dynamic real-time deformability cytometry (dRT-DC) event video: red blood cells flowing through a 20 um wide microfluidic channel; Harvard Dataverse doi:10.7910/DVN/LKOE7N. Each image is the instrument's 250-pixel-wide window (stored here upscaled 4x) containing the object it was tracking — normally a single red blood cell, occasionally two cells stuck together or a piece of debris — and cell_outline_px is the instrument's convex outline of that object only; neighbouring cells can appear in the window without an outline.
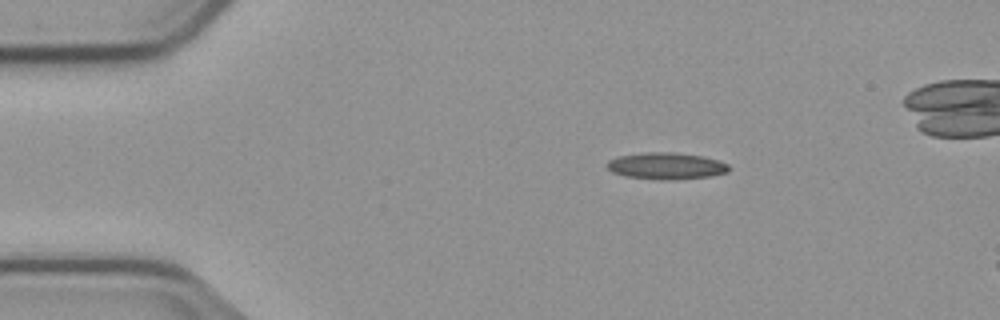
{"species": "common noctule bat (a hibernating species)", "species_latin": "Nyctalus noctula", "temperature_condition": "cold", "stored_images_in_passage": 7, "camera_frame_rate_fps": 3000, "um_per_image_px": 0.085, "animal": {"sex": "male", "body_mass_g": 23.1, "forearm_length_mm": 52.7}, "frame": {"image": 1, "passage_image": 1, "time_ms": 0.0, "image_size_px": [1000, 320], "cell_outline_px": [[728, 172], [712, 176], [664, 180], [660, 180], [624, 176], [612, 172], [604, 164], [608, 160], [616, 156], [644, 152], [672, 152], [700, 156], [716, 160], [728, 164]], "centroid_in_image_um": [56.55, 14.1], "position_along_channel_um": 28.4, "area_um2": 18.96}}